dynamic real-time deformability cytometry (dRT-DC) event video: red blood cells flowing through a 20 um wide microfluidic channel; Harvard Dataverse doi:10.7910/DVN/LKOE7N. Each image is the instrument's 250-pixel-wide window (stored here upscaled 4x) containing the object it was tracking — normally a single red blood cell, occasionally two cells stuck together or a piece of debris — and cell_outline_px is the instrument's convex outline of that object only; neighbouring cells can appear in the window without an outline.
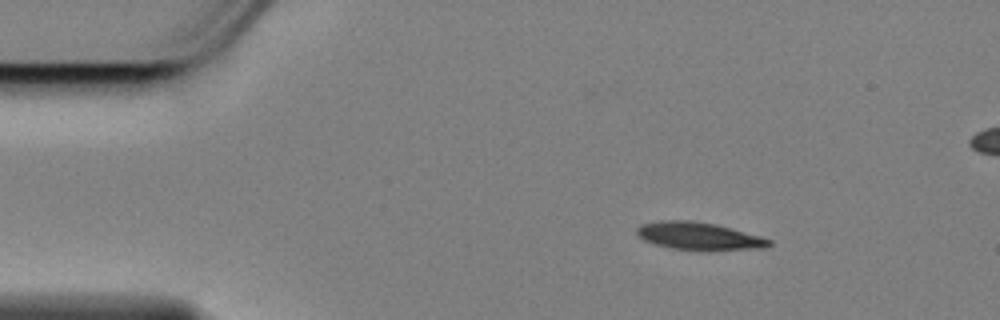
{"species": "Egyptian fruit bat (a non-hibernating species)", "species_latin": "Rousettus aegyptiacus", "temperature_condition": "cold", "stored_images_in_passage": 51, "segment_of_instrument_passage": [1, 2], "camera_frame_rate_fps": 3000, "um_per_image_px": 0.085, "animal": {"sex": "female"}, "frame": {"image": 1, "passage_image": 1, "time_ms": 0.0, "image_size_px": [1000, 320], "cell_outline_px": [[772, 244], [768, 248], [708, 252], [704, 252], [672, 248], [656, 244], [644, 240], [636, 232], [636, 228], [640, 224], [660, 220], [692, 220], [716, 224], [760, 236], [772, 240]], "centroid_in_image_um": [59.46, 20.09], "position_along_channel_um": 25.5, "area_um2": 21.91}}
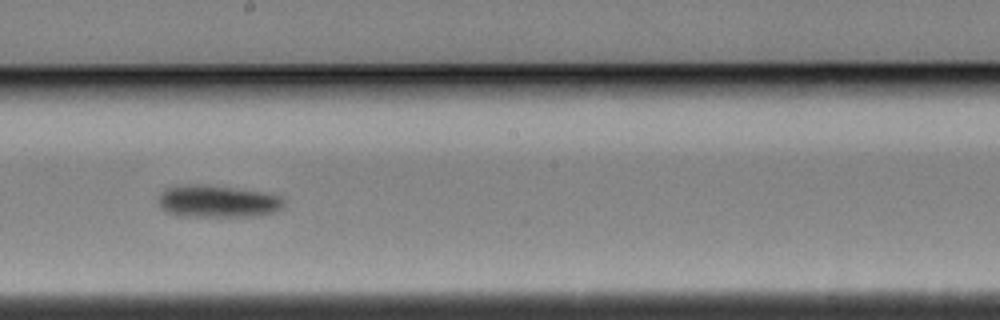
{"frame": {"image": 2, "passage_image": 24, "time_ms": 7.667, "image_size_px": [1000, 320], "cell_outline_px": [[284, 208], [280, 212], [256, 216], [180, 216], [164, 212], [160, 208], [160, 192], [164, 188], [176, 184], [208, 184], [260, 192], [280, 196], [284, 200]], "centroid_in_image_um": [18.48, 17.11], "position_along_channel_um": 229.7, "area_um2": 24.04}}
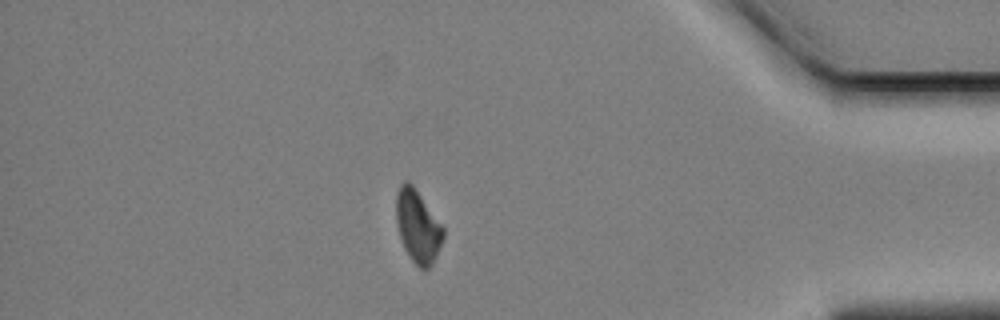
{"frame": {"image": 3, "passage_image": 42, "time_ms": 13.667, "image_size_px": [1000, 320], "cell_outline_px": [[444, 236], [436, 256], [432, 264], [424, 272], [412, 260], [404, 248], [396, 224], [396, 192], [400, 184], [404, 180], [408, 180], [412, 184], [444, 228]], "centroid_in_image_um": [35.49, 19.23], "position_along_channel_um": 399.7, "area_um2": 19.83}}